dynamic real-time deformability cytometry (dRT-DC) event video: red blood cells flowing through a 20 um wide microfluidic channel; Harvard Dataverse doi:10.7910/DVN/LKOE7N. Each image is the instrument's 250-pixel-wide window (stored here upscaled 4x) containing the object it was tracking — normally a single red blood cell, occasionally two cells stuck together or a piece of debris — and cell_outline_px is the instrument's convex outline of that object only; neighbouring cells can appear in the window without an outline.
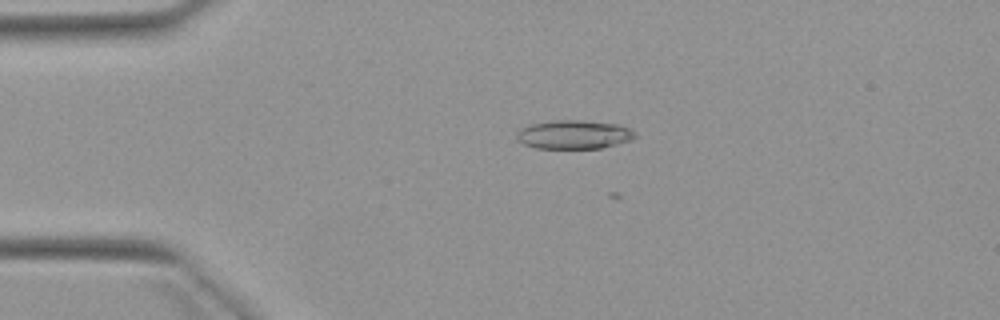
{"species": "Egyptian fruit bat (a non-hibernating species)", "species_latin": "Rousettus aegyptiacus", "temperature_condition": "warm", "stored_images_in_passage": 5, "camera_frame_rate_fps": 3000, "um_per_image_px": 0.085, "animal": {"sex": "female"}, "frame": {"image": 1, "passage_image": 4, "time_ms": 3.667, "image_size_px": [1000, 320], "cell_outline_px": [[636, 136], [632, 140], [600, 148], [536, 148], [524, 144], [516, 140], [516, 132], [520, 128], [532, 124], [552, 120], [580, 120], [620, 124], [636, 132]], "centroid_in_image_um": [48.77, 11.43], "position_along_channel_um": 36.2, "area_um2": 19.94}}